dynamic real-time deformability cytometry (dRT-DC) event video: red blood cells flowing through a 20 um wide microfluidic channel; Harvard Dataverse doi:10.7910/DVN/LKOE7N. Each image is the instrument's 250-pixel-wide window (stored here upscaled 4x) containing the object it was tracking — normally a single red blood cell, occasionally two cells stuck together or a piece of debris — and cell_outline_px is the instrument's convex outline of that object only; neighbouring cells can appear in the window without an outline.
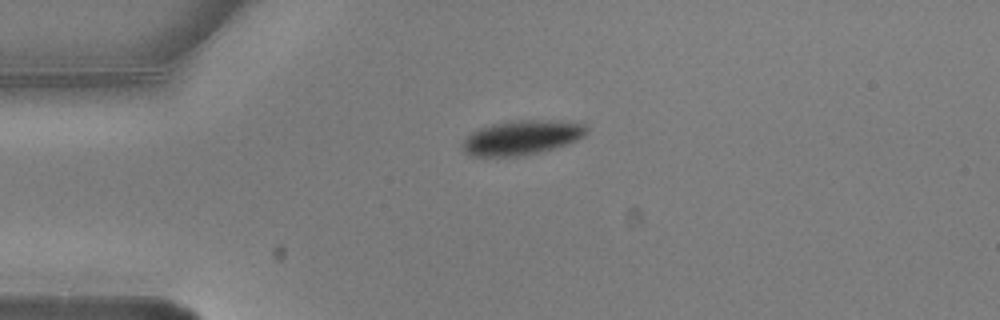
{"species": "common noctule bat (a hibernating species)", "species_latin": "Nyctalus noctula", "temperature_condition": "warm", "stored_images_in_passage": 3, "camera_frame_rate_fps": 3000, "um_per_image_px": 0.085, "animal": {"sex": "male", "body_mass_g": 20.5, "forearm_length_mm": 52.5}, "frame": {"image": 1, "passage_image": 1, "time_ms": 0.0, "image_size_px": [1000, 320], "cell_outline_px": [[588, 132], [584, 136], [568, 144], [540, 152], [524, 156], [472, 156], [464, 152], [460, 148], [460, 144], [472, 132], [480, 128], [492, 124], [512, 120], [560, 120], [588, 124]], "centroid_in_image_um": [44.37, 11.69], "position_along_channel_um": 40.6, "area_um2": 25.32}}
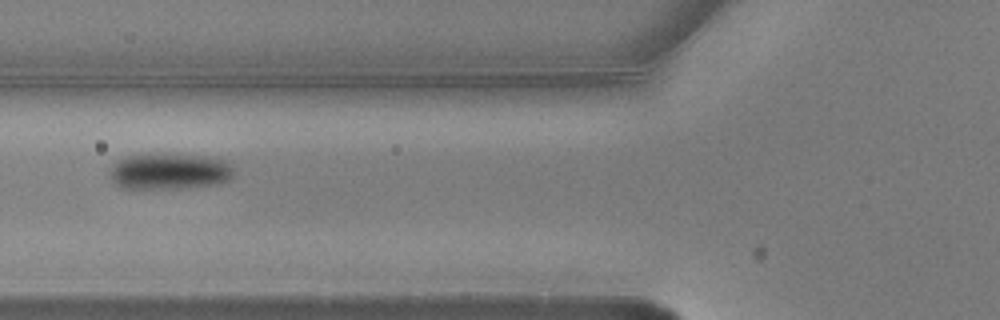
{"frame": {"image": 2, "passage_image": 3, "time_ms": 0.667, "image_size_px": [1000, 320], "cell_outline_px": [[232, 176], [228, 180], [220, 184], [188, 188], [120, 188], [108, 176], [108, 172], [116, 160], [128, 156], [164, 152], [208, 156], [228, 160], [232, 164]], "centroid_in_image_um": [14.42, 14.54], "position_along_channel_um": 111.4, "area_um2": 26.99}}